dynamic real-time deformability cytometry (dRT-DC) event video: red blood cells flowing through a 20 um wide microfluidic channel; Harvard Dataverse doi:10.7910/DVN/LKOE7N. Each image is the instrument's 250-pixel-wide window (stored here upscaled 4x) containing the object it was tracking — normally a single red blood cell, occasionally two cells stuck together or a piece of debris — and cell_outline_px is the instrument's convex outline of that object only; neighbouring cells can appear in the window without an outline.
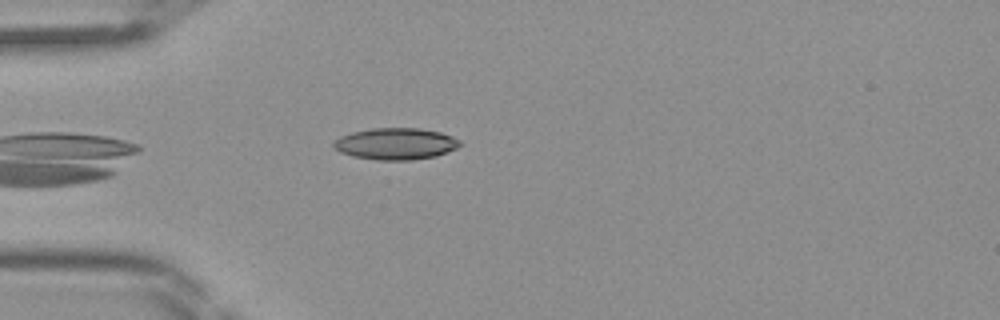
{"species": "Egyptian fruit bat (a non-hibernating species)", "species_latin": "Rousettus aegyptiacus", "temperature_condition": "room temperature", "stored_images_in_passage": 33, "camera_frame_rate_fps": 3000, "um_per_image_px": 0.085, "frame": {"image": 1, "passage_image": 2, "time_ms": 0.333, "image_size_px": [1000, 320], "cell_outline_px": [[464, 144], [456, 148], [436, 156], [412, 160], [376, 160], [352, 156], [340, 152], [332, 148], [332, 144], [340, 136], [352, 132], [372, 128], [420, 128], [440, 132], [452, 136], [460, 140]], "centroid_in_image_um": [33.63, 12.22], "position_along_channel_um": 51.4, "area_um2": 23.47}}
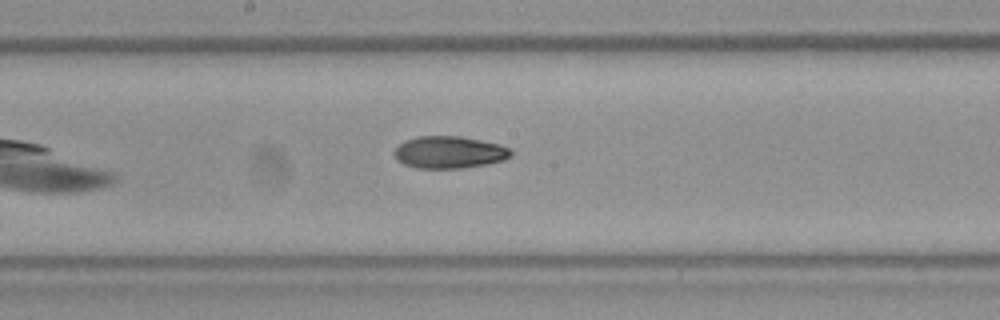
{"frame": {"image": 2, "passage_image": 13, "time_ms": 4.0, "image_size_px": [1000, 320], "cell_outline_px": [[512, 156], [504, 160], [488, 164], [464, 168], [416, 168], [404, 164], [396, 160], [392, 152], [404, 140], [416, 136], [460, 136], [500, 144], [508, 148], [512, 152]], "centroid_in_image_um": [38.17, 12.94], "position_along_channel_um": 210.0, "area_um2": 22.08}}
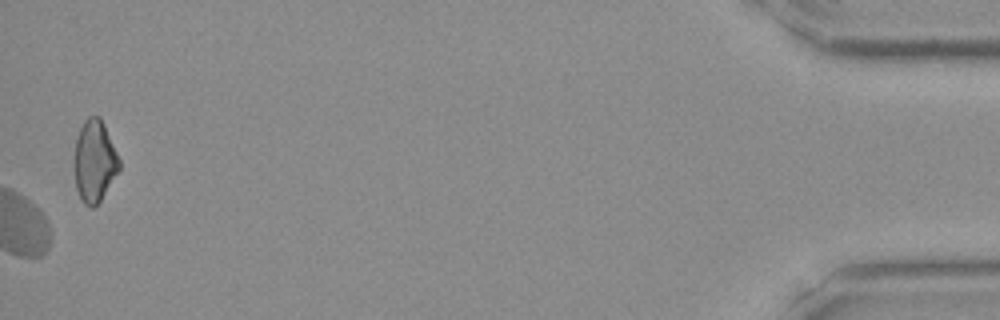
{"frame": {"image": 3, "passage_image": 33, "time_ms": 10.667, "image_size_px": [1000, 320], "cell_outline_px": [[120, 168], [100, 200], [92, 208], [84, 204], [80, 200], [76, 188], [72, 164], [72, 160], [76, 136], [84, 120], [88, 116], [100, 116], [104, 124], [120, 160]], "centroid_in_image_um": [7.98, 13.68], "position_along_channel_um": 427.2, "area_um2": 21.79}}